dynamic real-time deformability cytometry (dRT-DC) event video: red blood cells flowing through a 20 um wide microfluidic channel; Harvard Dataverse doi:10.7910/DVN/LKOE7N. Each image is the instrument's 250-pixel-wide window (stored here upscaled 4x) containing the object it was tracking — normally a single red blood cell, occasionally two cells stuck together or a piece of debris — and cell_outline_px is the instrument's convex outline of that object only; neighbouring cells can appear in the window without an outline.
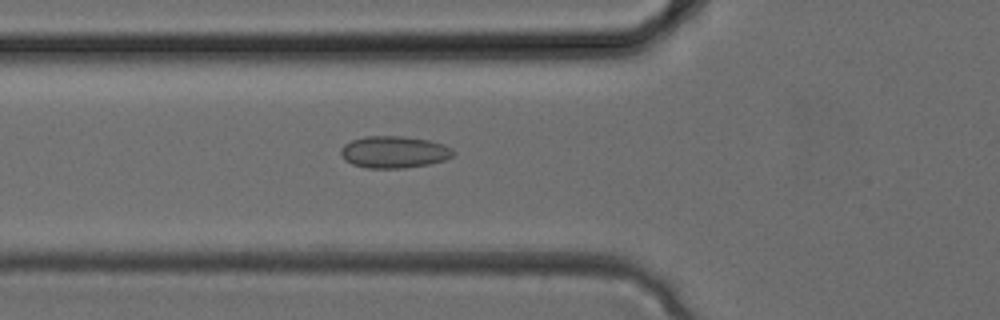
{"species": "common noctule bat (a hibernating species)", "species_latin": "Nyctalus noctula", "temperature_condition": "cold", "stored_images_in_passage": 34, "camera_frame_rate_fps": 3000, "um_per_image_px": 0.085, "animal": {"sex": "female", "body_mass_g": 24.6, "forearm_length_mm": 56.2}, "frame": {"image": 1, "passage_image": 12, "time_ms": 3.667, "image_size_px": [1000, 320], "cell_outline_px": [[456, 152], [452, 156], [444, 160], [428, 164], [404, 168], [364, 168], [352, 164], [344, 160], [340, 152], [340, 148], [344, 144], [352, 140], [364, 136], [404, 136], [428, 140], [444, 144], [452, 148]], "centroid_in_image_um": [33.48, 12.92], "position_along_channel_um": 92.3, "area_um2": 21.1}}
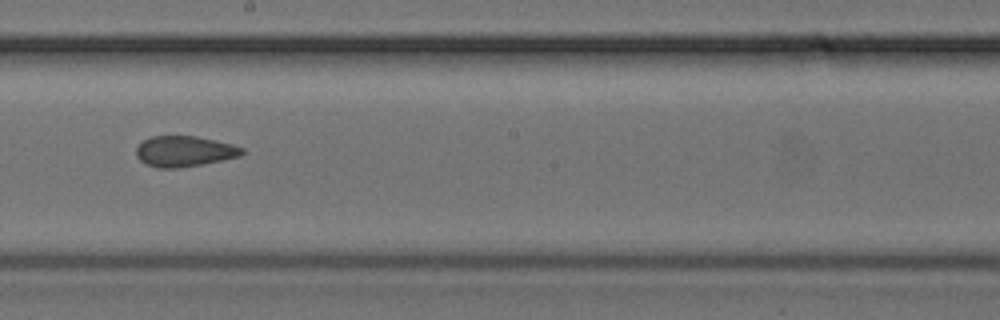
{"frame": {"image": 2, "passage_image": 19, "time_ms": 6.0, "image_size_px": [1000, 320], "cell_outline_px": [[248, 152], [240, 156], [224, 160], [180, 168], [156, 168], [144, 164], [136, 156], [136, 148], [144, 140], [152, 136], [196, 136], [216, 140], [232, 144], [244, 148]], "centroid_in_image_um": [15.7, 12.87], "position_along_channel_um": 232.5, "area_um2": 19.19}}
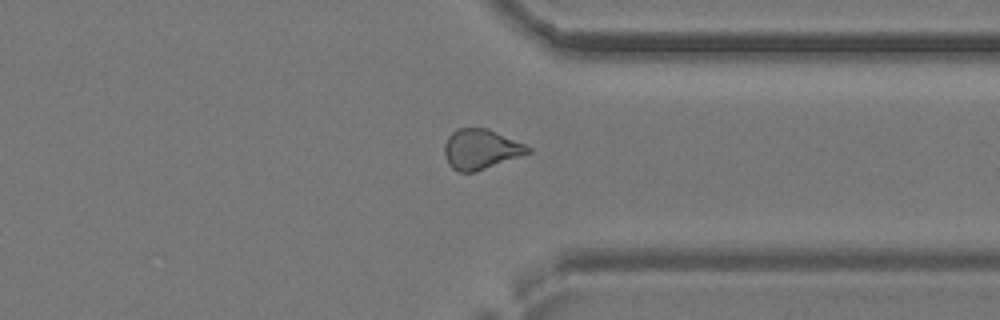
{"frame": {"image": 3, "passage_image": 26, "time_ms": 8.333, "image_size_px": [1000, 320], "cell_outline_px": [[532, 152], [476, 172], [460, 172], [452, 168], [448, 164], [444, 152], [444, 144], [448, 136], [456, 128], [488, 128], [524, 144], [532, 148]], "centroid_in_image_um": [40.86, 12.68], "position_along_channel_um": 370.5, "area_um2": 19.54}}